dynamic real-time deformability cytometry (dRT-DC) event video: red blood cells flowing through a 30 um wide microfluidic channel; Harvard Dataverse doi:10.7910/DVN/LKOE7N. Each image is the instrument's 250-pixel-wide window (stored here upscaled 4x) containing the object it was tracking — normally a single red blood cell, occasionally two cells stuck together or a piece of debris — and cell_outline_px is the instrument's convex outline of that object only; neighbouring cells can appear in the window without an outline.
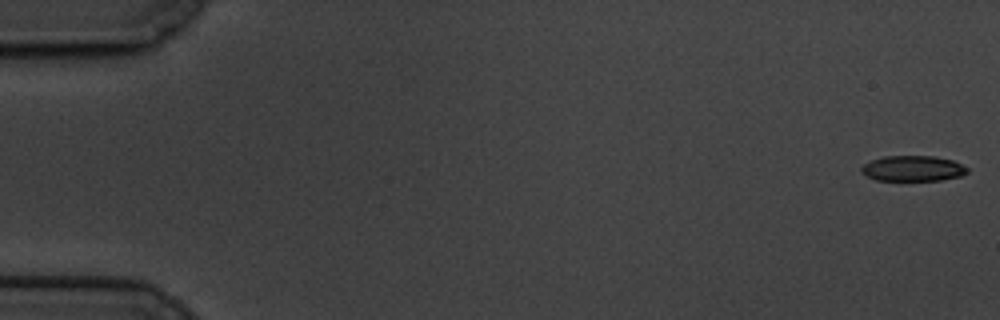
{"species": "common noctule bat (a hibernating species)", "species_latin": "Nyctalus noctula", "temperature_condition": "cold", "stored_images_in_passage": 60, "camera_frame_rate_fps": 3000, "um_per_image_px": 0.085, "animal": {"sex": "male", "body_mass_g": 19.5, "forearm_length_mm": 54.6}, "frame": {"image": 1, "passage_image": 1, "time_ms": 0.0, "image_size_px": [1000, 320], "cell_outline_px": [[968, 172], [960, 176], [940, 180], [876, 180], [860, 172], [860, 168], [864, 164], [872, 160], [884, 156], [936, 156], [952, 160], [968, 168]], "centroid_in_image_um": [77.58, 14.31], "position_along_channel_um": 7.4, "area_um2": 15.66}}
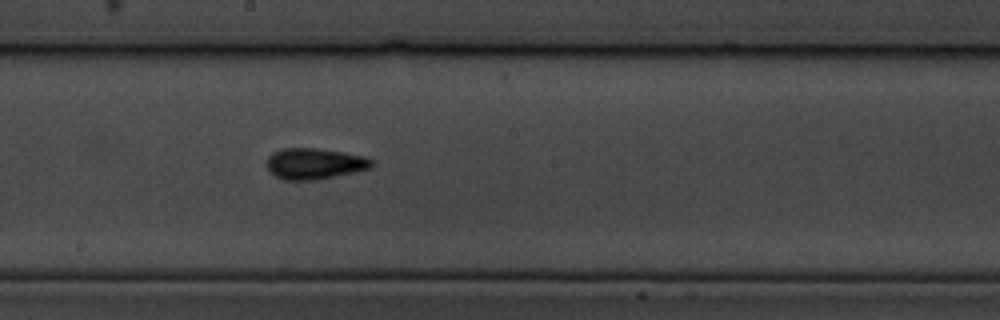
{"frame": {"image": 2, "passage_image": 33, "time_ms": 10.667, "image_size_px": [1000, 320], "cell_outline_px": [[372, 168], [316, 180], [284, 180], [268, 172], [268, 156], [272, 152], [284, 148], [316, 148], [344, 152], [364, 156], [372, 160]], "centroid_in_image_um": [26.72, 13.91], "position_along_channel_um": 221.5, "area_um2": 18.96}}
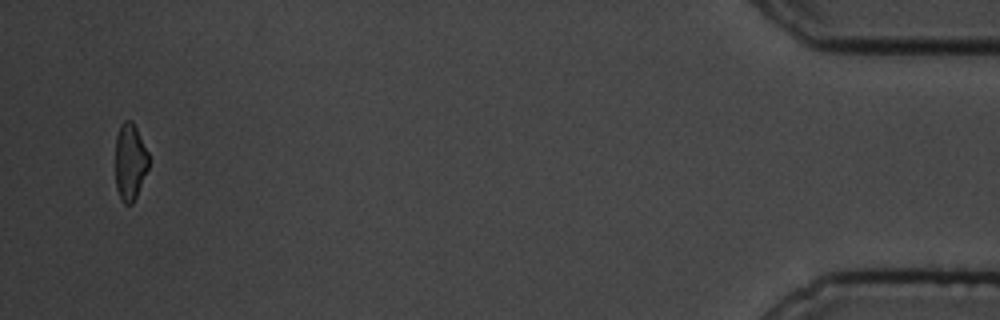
{"frame": {"image": 3, "passage_image": 58, "time_ms": 19.0, "image_size_px": [1000, 320], "cell_outline_px": [[148, 168], [136, 196], [132, 204], [124, 204], [120, 200], [116, 188], [116, 136], [120, 124], [124, 120], [132, 120], [148, 152]], "centroid_in_image_um": [11.04, 13.75], "position_along_channel_um": 424.2, "area_um2": 14.85}, "authors_computed_cell_mechanics": {"area_um2": 16.9643, "velocity_mm_per_s": 3.3909, "shape_relaxation_time_tau1_ms": 3.0161, "shape_relaxation_time_tau2_ms": 5.0997, "deformation_change_tau1": 0.1173, "deformation_change_tau2": 0.12}}